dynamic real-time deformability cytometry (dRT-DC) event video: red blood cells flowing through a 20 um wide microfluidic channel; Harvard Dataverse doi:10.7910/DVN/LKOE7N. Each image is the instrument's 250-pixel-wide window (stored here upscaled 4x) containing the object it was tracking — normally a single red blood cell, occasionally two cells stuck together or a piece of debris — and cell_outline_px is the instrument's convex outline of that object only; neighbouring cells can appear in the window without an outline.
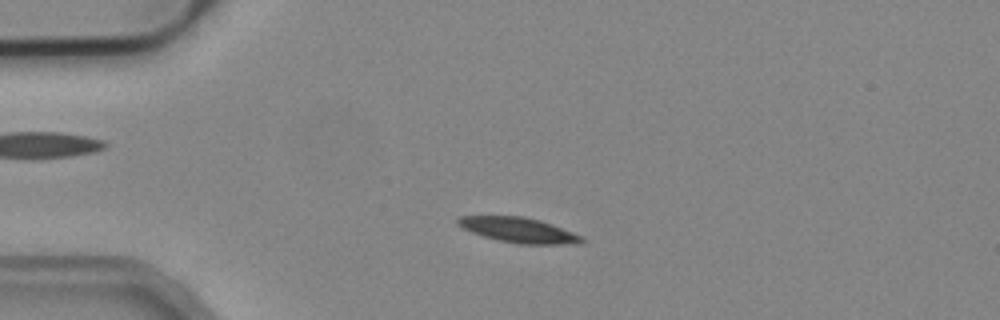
{"species": "common noctule bat (a hibernating species)", "species_latin": "Nyctalus noctula", "temperature_condition": "cold", "stored_images_in_passage": 50, "camera_frame_rate_fps": 3000, "um_per_image_px": 0.085, "animal": {"sex": "male", "body_mass_g": 19.2, "forearm_length_mm": 51.8}, "frame": {"image": 1, "passage_image": 10, "time_ms": 3.0, "image_size_px": [1000, 320], "cell_outline_px": [[588, 240], [560, 244], [520, 244], [500, 240], [484, 236], [472, 232], [456, 224], [456, 220], [460, 216], [524, 216], [540, 220], [584, 236]], "centroid_in_image_um": [44.08, 19.54], "position_along_channel_um": 40.9, "area_um2": 17.86}}
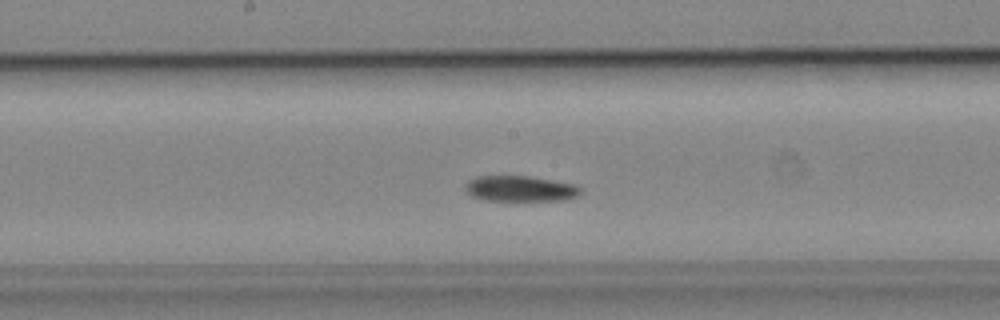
{"frame": {"image": 2, "passage_image": 25, "time_ms": 8.0, "image_size_px": [1000, 320], "cell_outline_px": [[580, 192], [576, 196], [564, 200], [484, 200], [472, 196], [464, 188], [464, 184], [468, 180], [476, 176], [528, 176], [572, 184], [580, 188]], "centroid_in_image_um": [44.14, 16.03], "position_along_channel_um": 204.1, "area_um2": 16.99}}
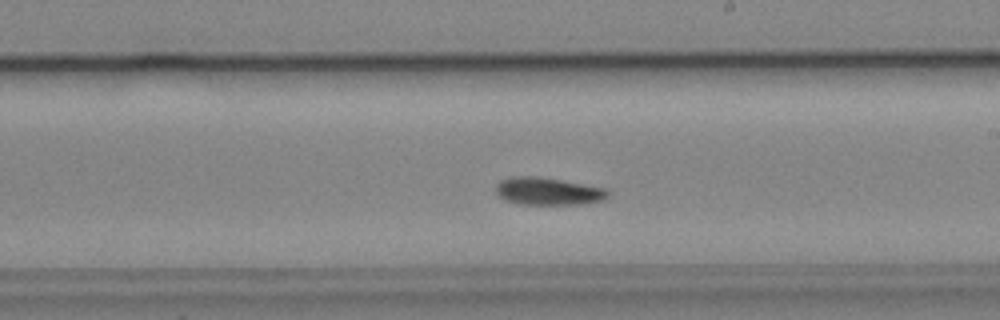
{"frame": {"image": 3, "passage_image": 28, "time_ms": 9.0, "image_size_px": [1000, 320], "cell_outline_px": [[608, 196], [604, 200], [588, 204], [520, 204], [504, 200], [496, 192], [496, 184], [500, 180], [512, 176], [536, 176], [560, 180], [604, 188], [608, 192]], "centroid_in_image_um": [46.56, 16.26], "position_along_channel_um": 242.4, "area_um2": 17.92}, "authors_computed_cell_mechanics": {"area_um2": 17.7735, "velocity_mm_per_s": 3.8709, "shape_relaxation_time_tau1_ms": 4.2751, "shape_relaxation_time_tau2_ms": null, "deformation_change_tau1": 0.1133, "deformation_change_tau2": null}}